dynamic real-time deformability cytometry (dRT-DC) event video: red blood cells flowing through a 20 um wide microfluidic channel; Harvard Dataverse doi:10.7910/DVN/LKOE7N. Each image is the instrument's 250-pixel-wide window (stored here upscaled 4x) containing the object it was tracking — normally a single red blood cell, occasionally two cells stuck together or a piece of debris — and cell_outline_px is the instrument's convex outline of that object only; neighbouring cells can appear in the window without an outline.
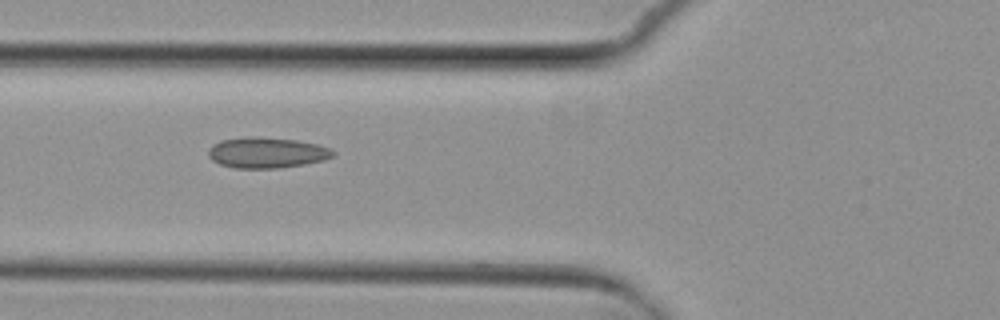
{"species": "common noctule bat (a hibernating species)", "species_latin": "Nyctalus noctula", "temperature_condition": "cold", "stored_images_in_passage": 5, "camera_frame_rate_fps": 3000, "um_per_image_px": 0.085, "animal": {"sex": "female", "body_mass_g": 29.2, "forearm_length_mm": 56.3}, "frame": {"image": 1, "passage_image": 3, "time_ms": 2.333, "image_size_px": [1000, 320], "cell_outline_px": [[336, 152], [332, 156], [324, 160], [304, 164], [276, 168], [236, 168], [220, 164], [212, 160], [208, 156], [208, 148], [212, 144], [220, 140], [248, 136], [256, 136], [296, 140], [316, 144], [328, 148]], "centroid_in_image_um": [22.62, 12.97], "position_along_channel_um": 103.2, "area_um2": 22.31}}
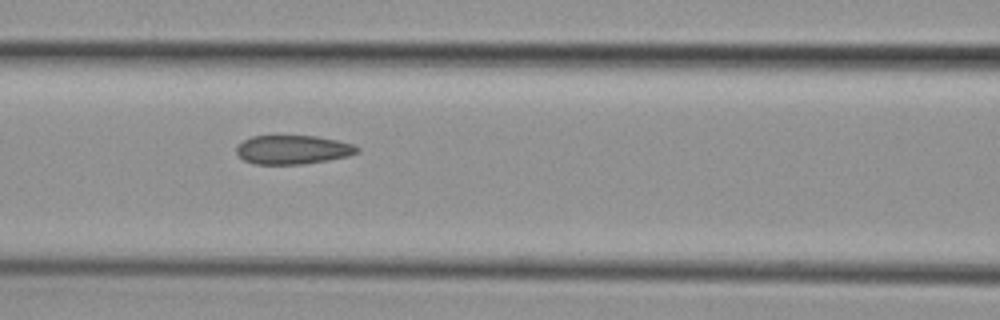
{"frame": {"image": 2, "passage_image": 4, "time_ms": 3.333, "image_size_px": [1000, 320], "cell_outline_px": [[360, 152], [348, 156], [328, 160], [304, 164], [252, 164], [244, 160], [236, 152], [236, 144], [252, 136], [316, 136], [336, 140], [352, 144], [360, 148]], "centroid_in_image_um": [24.88, 12.73], "position_along_channel_um": 141.7, "area_um2": 20.4}}
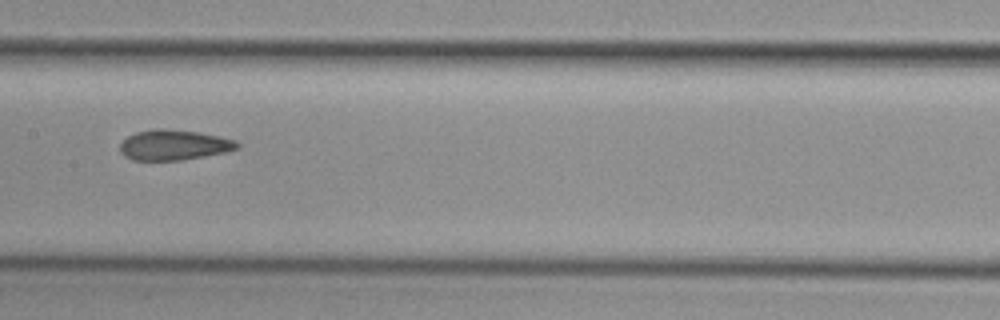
{"frame": {"image": 3, "passage_image": 5, "time_ms": 4.667, "image_size_px": [1000, 320], "cell_outline_px": [[240, 148], [224, 152], [204, 156], [180, 160], [132, 160], [124, 156], [120, 152], [120, 144], [128, 136], [136, 132], [156, 128], [164, 128], [200, 132], [236, 140], [240, 144]], "centroid_in_image_um": [14.78, 12.31], "position_along_channel_um": 192.6, "area_um2": 20.75}}